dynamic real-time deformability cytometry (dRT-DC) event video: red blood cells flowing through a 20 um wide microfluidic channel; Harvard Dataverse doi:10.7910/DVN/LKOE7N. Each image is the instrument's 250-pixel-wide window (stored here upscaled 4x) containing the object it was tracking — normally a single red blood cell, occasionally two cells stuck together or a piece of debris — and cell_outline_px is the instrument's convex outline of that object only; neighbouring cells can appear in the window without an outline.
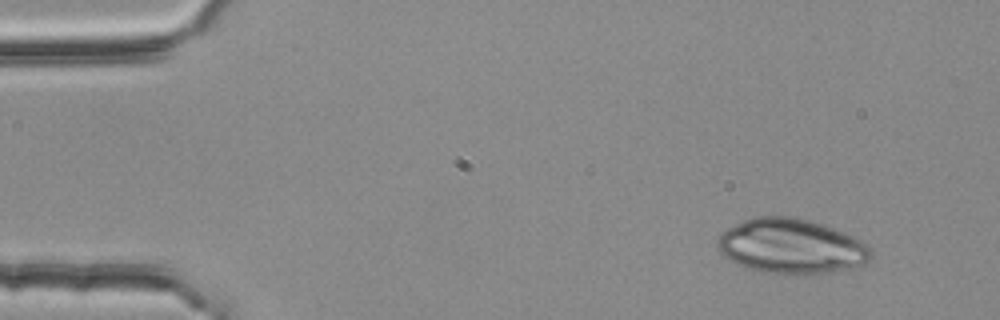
{"species": "common noctule bat (a hibernating species)", "species_latin": "Nyctalus noctula", "temperature_condition": "room temperature", "stored_images_in_passage": 3, "camera_frame_rate_fps": 3000, "um_per_image_px": 0.085, "animal": {"sex": "female", "body_mass_g": 25.1}, "frame": {"image": 1, "passage_image": 1, "time_ms": 0.0, "image_size_px": [1000, 320], "cell_outline_px": [[872, 256], [864, 264], [832, 272], [784, 276], [760, 272], [736, 264], [724, 256], [720, 252], [716, 244], [716, 240], [728, 228], [744, 220], [756, 216], [792, 216], [824, 224], [844, 232], [868, 244], [872, 248]], "centroid_in_image_um": [67.26, 20.95], "position_along_channel_um": 17.7, "area_um2": 49.59}}